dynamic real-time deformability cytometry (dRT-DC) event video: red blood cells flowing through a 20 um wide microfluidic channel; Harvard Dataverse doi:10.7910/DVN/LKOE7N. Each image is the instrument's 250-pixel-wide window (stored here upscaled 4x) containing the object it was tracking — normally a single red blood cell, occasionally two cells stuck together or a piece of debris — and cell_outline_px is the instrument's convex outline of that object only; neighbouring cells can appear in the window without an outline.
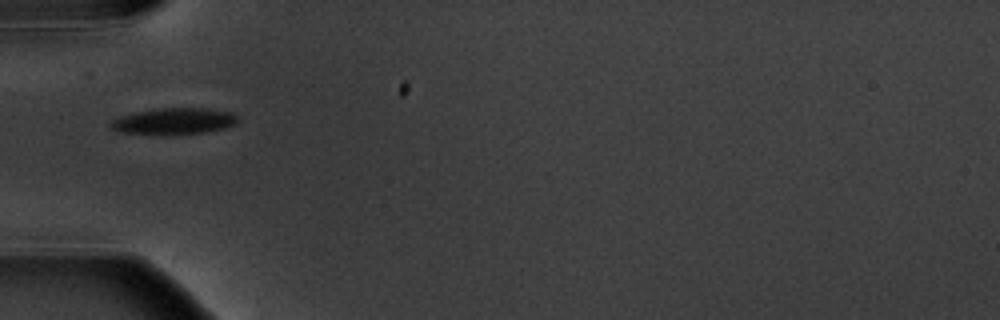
{"species": "common noctule bat (a hibernating species)", "species_latin": "Nyctalus noctula", "temperature_condition": "warm", "stored_images_in_passage": 1, "camera_frame_rate_fps": 3000, "um_per_image_px": 0.085, "animal": {"sex": "male", "body_mass_g": 20.1, "forearm_length_mm": 53.5}, "frame": {"image": 1, "passage_image": 1, "time_ms": 0.0, "image_size_px": [1000, 320], "cell_outline_px": [[240, 120], [236, 124], [224, 128], [204, 132], [124, 132], [112, 128], [108, 124], [112, 120], [120, 116], [136, 112], [160, 108], [208, 108], [232, 112]], "centroid_in_image_um": [14.87, 10.25], "position_along_channel_um": 70.1, "area_um2": 18.61}}